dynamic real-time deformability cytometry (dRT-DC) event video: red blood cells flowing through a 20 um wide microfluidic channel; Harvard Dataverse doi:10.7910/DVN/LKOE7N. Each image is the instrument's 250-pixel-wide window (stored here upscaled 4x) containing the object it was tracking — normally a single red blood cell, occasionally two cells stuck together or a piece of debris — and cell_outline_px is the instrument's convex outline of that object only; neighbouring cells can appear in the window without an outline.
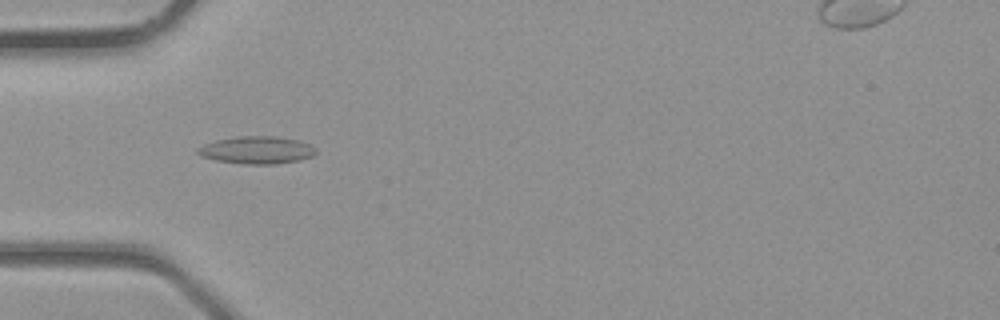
{"species": "common noctule bat (a hibernating species)", "species_latin": "Nyctalus noctula", "temperature_condition": "room temperature", "stored_images_in_passage": 30, "segment_of_instrument_passage": [1, 2], "camera_frame_rate_fps": 3000, "um_per_image_px": 0.085, "animal": {"sex": "male", "body_mass_g": 23.1, "forearm_length_mm": 52.7}, "frame": {"image": 1, "passage_image": 3, "time_ms": 0.667, "image_size_px": [1000, 320], "cell_outline_px": [[316, 152], [312, 156], [300, 160], [276, 164], [244, 164], [216, 160], [200, 156], [196, 152], [196, 148], [204, 144], [216, 140], [236, 136], [276, 136], [300, 140], [316, 148]], "centroid_in_image_um": [21.81, 12.75], "position_along_channel_um": 63.2, "area_um2": 19.07}}
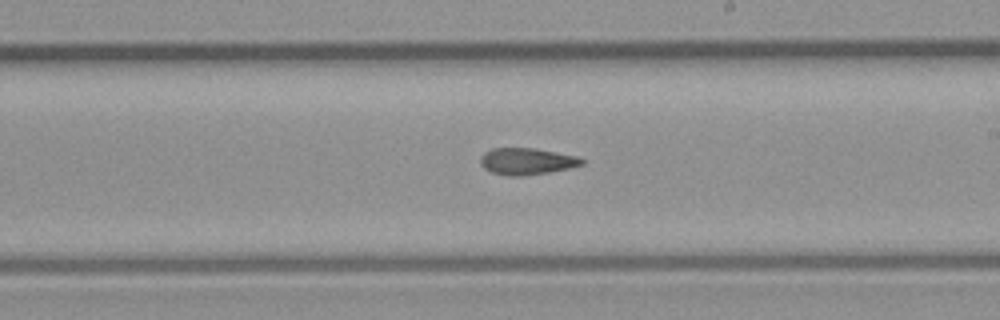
{"frame": {"image": 2, "passage_image": 13, "time_ms": 4.0, "image_size_px": [1000, 320], "cell_outline_px": [[584, 164], [568, 168], [548, 172], [520, 176], [508, 176], [492, 172], [484, 168], [480, 164], [480, 156], [484, 152], [492, 148], [532, 148], [580, 156], [584, 160]], "centroid_in_image_um": [44.76, 13.7], "position_along_channel_um": 244.2, "area_um2": 15.78}}
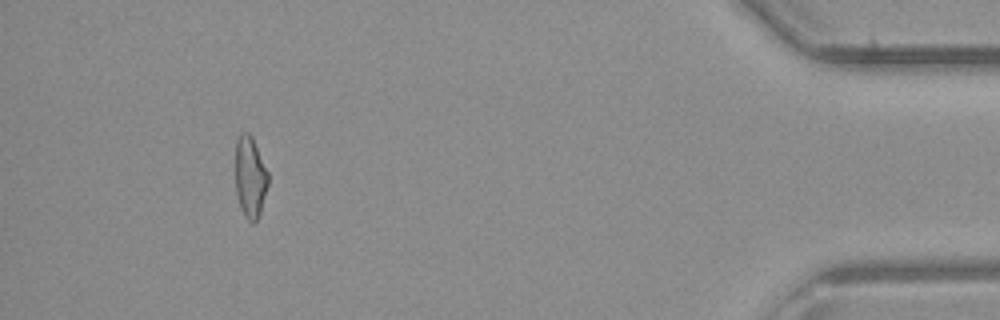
{"frame": {"image": 3, "passage_image": 26, "time_ms": 8.333, "image_size_px": [1000, 320], "cell_outline_px": [[268, 184], [260, 212], [256, 220], [252, 224], [244, 216], [240, 208], [236, 192], [236, 140], [240, 132], [248, 132], [252, 136], [268, 172]], "centroid_in_image_um": [21.25, 15.04], "position_along_channel_um": 413.9, "area_um2": 15.49}}